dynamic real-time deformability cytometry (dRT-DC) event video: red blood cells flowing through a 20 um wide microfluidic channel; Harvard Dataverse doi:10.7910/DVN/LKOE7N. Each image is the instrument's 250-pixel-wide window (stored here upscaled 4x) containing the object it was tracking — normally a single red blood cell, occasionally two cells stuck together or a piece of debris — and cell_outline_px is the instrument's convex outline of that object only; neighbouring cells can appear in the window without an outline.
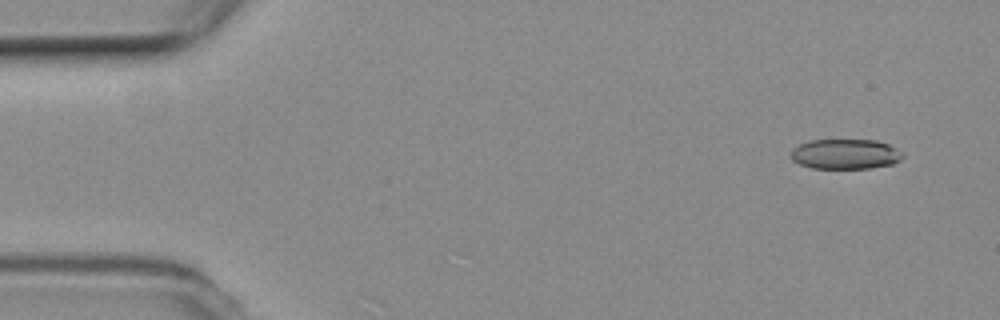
{"species": "common noctule bat (a hibernating species)", "species_latin": "Nyctalus noctula", "temperature_condition": "room temperature", "stored_images_in_passage": 52, "camera_frame_rate_fps": 3000, "um_per_image_px": 0.085, "animal": {"sex": "female", "body_mass_g": 19.3, "forearm_length_mm": 54.1}, "frame": {"image": 1, "passage_image": 1, "time_ms": 0.0, "image_size_px": [1000, 320], "cell_outline_px": [[904, 156], [900, 160], [892, 164], [868, 168], [812, 168], [800, 164], [792, 160], [792, 148], [800, 144], [812, 140], [876, 140], [888, 144], [904, 152]], "centroid_in_image_um": [71.88, 13.09], "position_along_channel_um": 13.1, "area_um2": 19.54}}
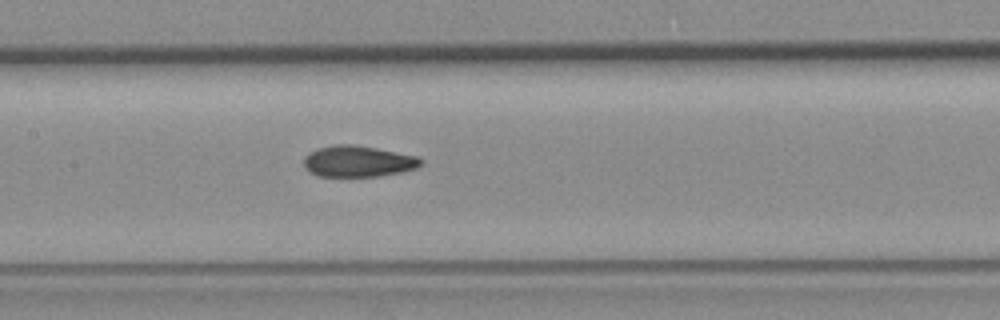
{"frame": {"image": 2, "passage_image": 23, "time_ms": 7.333, "image_size_px": [1000, 320], "cell_outline_px": [[424, 160], [416, 168], [404, 172], [380, 176], [316, 176], [308, 172], [304, 168], [304, 156], [308, 152], [320, 148], [336, 144], [352, 144], [376, 148], [420, 156]], "centroid_in_image_um": [30.44, 13.71], "position_along_channel_um": 177.0, "area_um2": 21.56}}
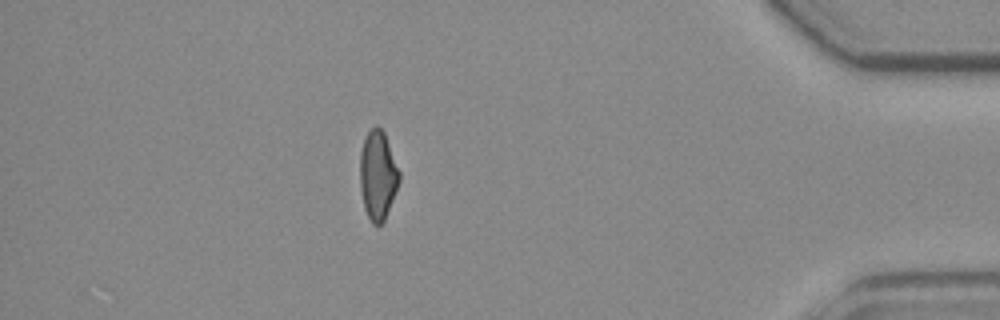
{"frame": {"image": 3, "passage_image": 45, "time_ms": 14.667, "image_size_px": [1000, 320], "cell_outline_px": [[400, 180], [384, 220], [380, 224], [372, 224], [364, 208], [360, 188], [360, 152], [364, 140], [368, 132], [376, 124], [384, 132], [400, 172]], "centroid_in_image_um": [32.1, 14.88], "position_along_channel_um": 403.1, "area_um2": 20.17}, "authors_computed_cell_mechanics": {"area_um2": 21.0103, "velocity_mm_per_s": 3.7625, "shape_relaxation_time_tau1_ms": null, "shape_relaxation_time_tau2_ms": 2.1452, "deformation_change_tau1": null, "deformation_change_tau2": 0.0825}}